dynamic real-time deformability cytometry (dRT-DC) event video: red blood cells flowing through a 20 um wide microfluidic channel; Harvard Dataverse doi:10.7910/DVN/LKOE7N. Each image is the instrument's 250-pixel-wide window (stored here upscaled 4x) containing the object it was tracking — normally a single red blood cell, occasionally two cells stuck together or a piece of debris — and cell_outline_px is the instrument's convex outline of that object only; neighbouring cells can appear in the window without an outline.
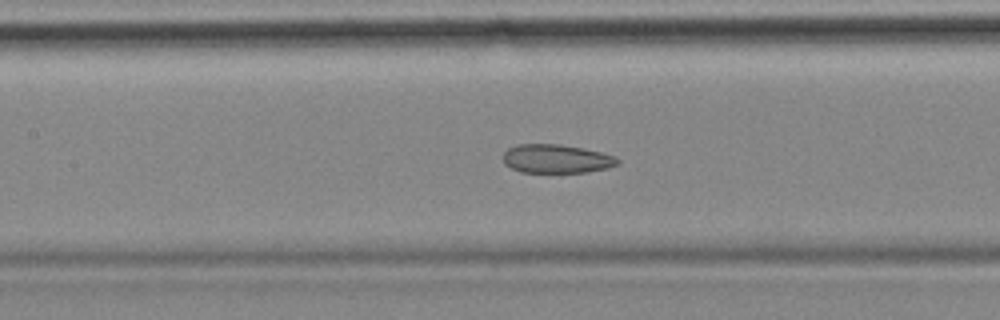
{"species": "common noctule bat (a hibernating species)", "species_latin": "Nyctalus noctula", "temperature_condition": "cold", "stored_images_in_passage": 43, "camera_frame_rate_fps": 3000, "um_per_image_px": 0.085, "animal": {"sex": "female", "body_mass_g": 18.4}, "frame": {"image": 1, "passage_image": 19, "time_ms": 6.0, "image_size_px": [1000, 320], "cell_outline_px": [[620, 164], [608, 168], [588, 172], [520, 172], [504, 164], [504, 152], [508, 148], [516, 144], [560, 144], [600, 152], [616, 156], [620, 160]], "centroid_in_image_um": [47.31, 13.5], "position_along_channel_um": 160.1, "area_um2": 19.19}, "authors_computed_cell_mechanics": {"area_um2": 20.4034, "velocity_mm_per_s": 3.5065, "shape_relaxation_time_tau1_ms": null, "shape_relaxation_time_tau2_ms": 3.3103, "deformation_change_tau1": null, "deformation_change_tau2": 0.1047}}